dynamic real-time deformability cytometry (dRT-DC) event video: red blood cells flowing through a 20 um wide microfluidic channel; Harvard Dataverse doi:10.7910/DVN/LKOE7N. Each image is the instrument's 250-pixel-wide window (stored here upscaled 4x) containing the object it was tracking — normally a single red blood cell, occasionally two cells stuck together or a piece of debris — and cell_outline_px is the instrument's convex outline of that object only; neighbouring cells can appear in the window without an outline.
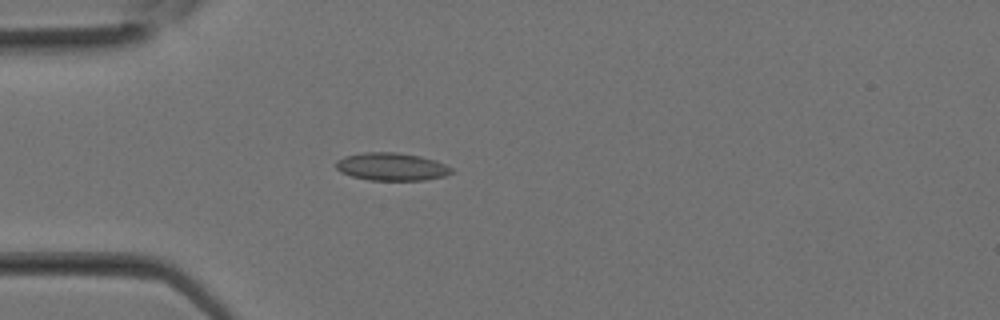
{"species": "Egyptian fruit bat (a non-hibernating species)", "species_latin": "Rousettus aegyptiacus", "temperature_condition": "room temperature", "stored_images_in_passage": 14, "camera_frame_rate_fps": 3000, "um_per_image_px": 0.085, "animal": {"sex": "female"}, "frame": {"image": 1, "passage_image": 8, "time_ms": 2.333, "image_size_px": [1000, 320], "cell_outline_px": [[456, 172], [444, 176], [424, 180], [368, 180], [352, 176], [340, 172], [336, 168], [336, 160], [344, 156], [364, 152], [396, 152], [420, 156], [436, 160], [452, 168]], "centroid_in_image_um": [33.29, 14.17], "position_along_channel_um": 51.7, "area_um2": 18.84}}
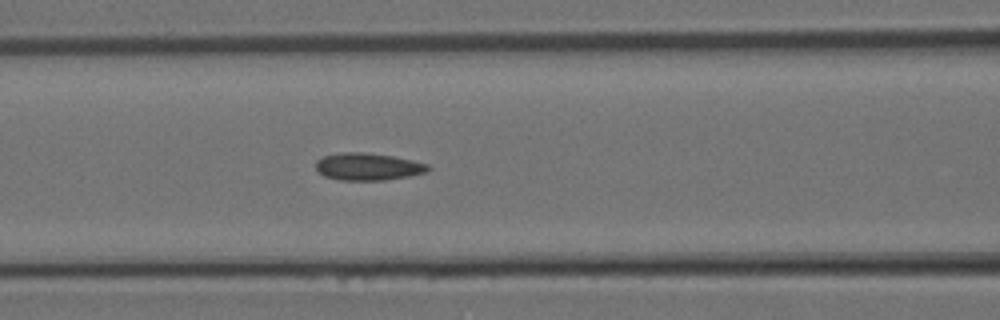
{"frame": {"image": 2, "passage_image": 12, "time_ms": 3.667, "image_size_px": [1000, 320], "cell_outline_px": [[432, 168], [424, 172], [408, 176], [384, 180], [340, 180], [324, 176], [316, 168], [316, 160], [324, 156], [340, 152], [364, 152], [392, 156], [412, 160], [428, 164]], "centroid_in_image_um": [31.26, 14.16], "position_along_channel_um": 135.3, "area_um2": 17.74}}
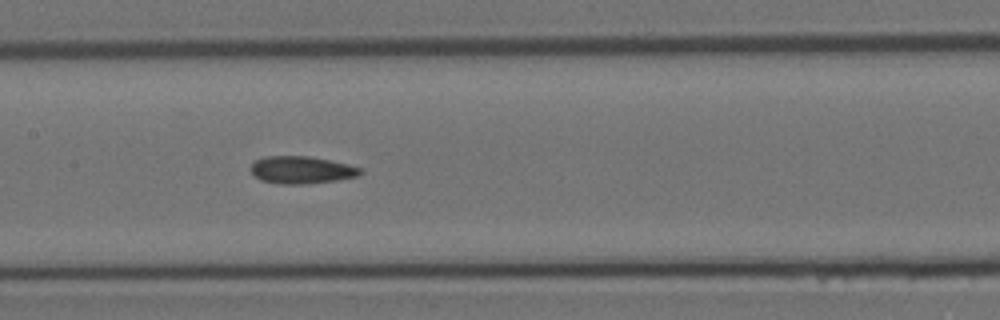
{"frame": {"image": 3, "passage_image": 14, "time_ms": 4.333, "image_size_px": [1000, 320], "cell_outline_px": [[364, 172], [356, 176], [336, 180], [304, 184], [280, 184], [260, 180], [248, 168], [256, 160], [264, 156], [308, 156], [348, 164], [364, 168]], "centroid_in_image_um": [25.63, 14.44], "position_along_channel_um": 181.8, "area_um2": 17.51}}